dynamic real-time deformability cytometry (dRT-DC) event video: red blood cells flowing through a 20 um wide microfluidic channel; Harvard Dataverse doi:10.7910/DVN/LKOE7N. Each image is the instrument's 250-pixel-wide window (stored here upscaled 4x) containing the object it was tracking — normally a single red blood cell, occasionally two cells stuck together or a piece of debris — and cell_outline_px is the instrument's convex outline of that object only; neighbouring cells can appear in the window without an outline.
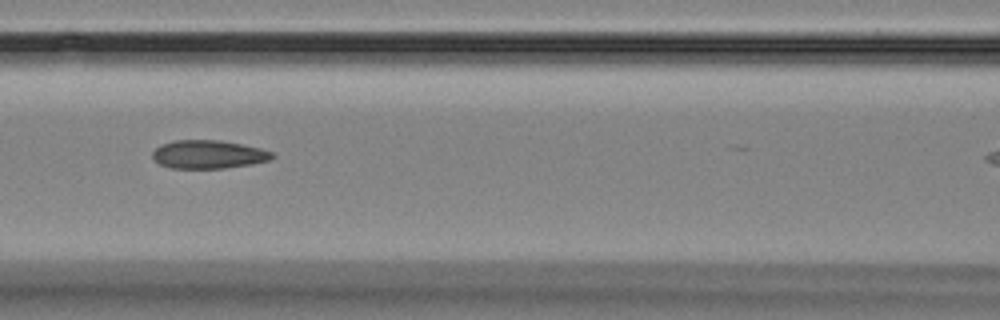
{"species": "Egyptian fruit bat (a non-hibernating species)", "species_latin": "Rousettus aegyptiacus", "temperature_condition": "room temperature", "stored_images_in_passage": 9, "camera_frame_rate_fps": 3000, "um_per_image_px": 0.085, "animal": {"sex": "female"}, "frame": {"image": 1, "passage_image": 5, "time_ms": 4.333, "image_size_px": [1000, 320], "cell_outline_px": [[276, 156], [272, 160], [252, 164], [224, 168], [172, 168], [160, 164], [152, 160], [152, 152], [160, 144], [172, 140], [220, 140], [260, 148], [272, 152]], "centroid_in_image_um": [17.7, 13.12], "position_along_channel_um": 148.9, "area_um2": 19.94}}
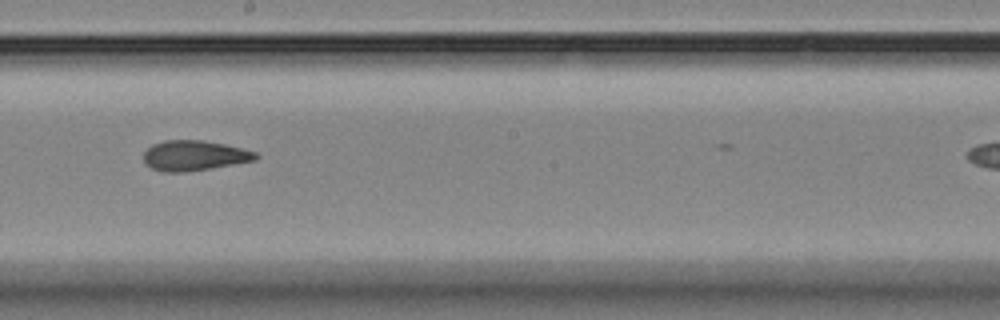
{"frame": {"image": 2, "passage_image": 7, "time_ms": 6.667, "image_size_px": [1000, 320], "cell_outline_px": [[260, 156], [256, 160], [184, 172], [164, 172], [152, 168], [144, 164], [144, 152], [152, 144], [164, 140], [204, 140], [224, 144], [256, 152]], "centroid_in_image_um": [16.48, 13.21], "position_along_channel_um": 231.7, "area_um2": 19.59}}
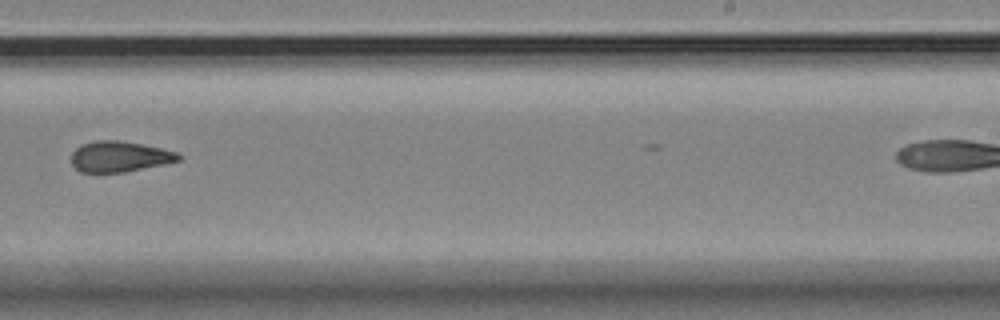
{"frame": {"image": 3, "passage_image": 8, "time_ms": 8.0, "image_size_px": [1000, 320], "cell_outline_px": [[184, 156], [180, 160], [164, 164], [124, 172], [80, 172], [72, 164], [72, 152], [80, 144], [96, 140], [120, 140], [160, 148], [176, 152]], "centroid_in_image_um": [10.15, 13.3], "position_along_channel_um": 278.8, "area_um2": 19.13}}